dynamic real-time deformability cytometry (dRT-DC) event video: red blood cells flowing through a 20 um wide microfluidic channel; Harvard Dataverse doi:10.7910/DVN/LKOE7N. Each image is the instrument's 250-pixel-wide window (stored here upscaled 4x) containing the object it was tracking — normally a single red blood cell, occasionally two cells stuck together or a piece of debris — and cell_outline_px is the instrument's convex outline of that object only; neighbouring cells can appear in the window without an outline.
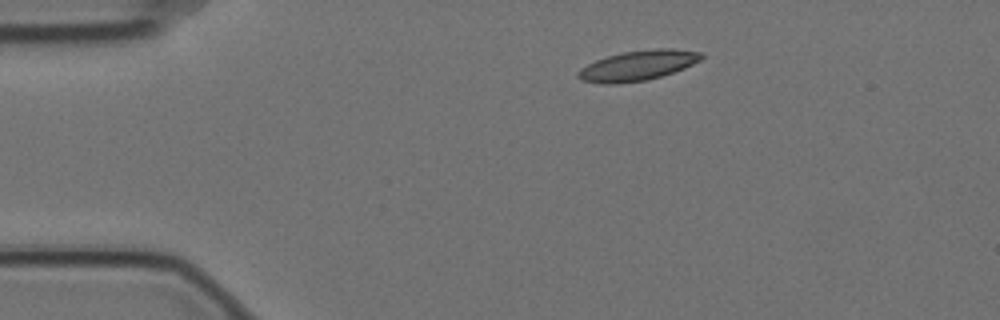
{"species": "Egyptian fruit bat (a non-hibernating species)", "species_latin": "Rousettus aegyptiacus", "temperature_condition": "cold", "stored_images_in_passage": 3, "camera_frame_rate_fps": 3000, "um_per_image_px": 0.085, "animal": {"sex": "female"}, "frame": {"image": 1, "passage_image": 1, "time_ms": 0.0, "image_size_px": [1000, 320], "cell_outline_px": [[704, 56], [700, 60], [684, 68], [660, 76], [644, 80], [616, 84], [600, 84], [580, 80], [576, 76], [576, 72], [580, 68], [596, 60], [608, 56], [624, 52], [656, 48], [676, 48], [704, 52]], "centroid_in_image_um": [54.2, 5.56], "position_along_channel_um": 30.8, "area_um2": 21.68}}